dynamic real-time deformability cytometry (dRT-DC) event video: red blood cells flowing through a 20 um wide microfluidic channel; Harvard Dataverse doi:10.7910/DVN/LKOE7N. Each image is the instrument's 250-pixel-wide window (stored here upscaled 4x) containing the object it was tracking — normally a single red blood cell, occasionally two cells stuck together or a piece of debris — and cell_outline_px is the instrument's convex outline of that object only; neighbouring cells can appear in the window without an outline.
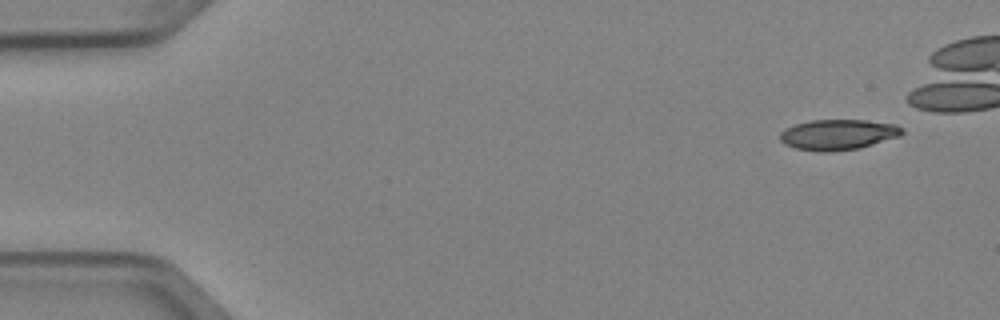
{"species": "Egyptian fruit bat (a non-hibernating species)", "species_latin": "Rousettus aegyptiacus", "temperature_condition": "cold", "stored_images_in_passage": 5, "camera_frame_rate_fps": 3000, "um_per_image_px": 0.085, "animal": {"sex": "female"}, "frame": {"image": 1, "passage_image": 1, "time_ms": 0.0, "image_size_px": [1000, 320], "cell_outline_px": [[904, 132], [900, 136], [860, 148], [828, 152], [820, 152], [796, 148], [784, 144], [780, 140], [780, 132], [796, 124], [812, 120], [864, 120], [896, 124], [904, 128]], "centroid_in_image_um": [71.26, 11.44], "position_along_channel_um": 13.7, "area_um2": 21.68}}